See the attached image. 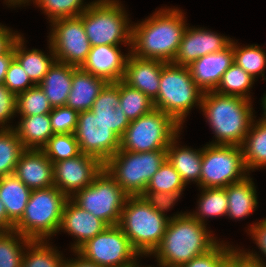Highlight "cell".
<instances>
[{"mask_svg": "<svg viewBox=\"0 0 266 267\" xmlns=\"http://www.w3.org/2000/svg\"><path fill=\"white\" fill-rule=\"evenodd\" d=\"M6 2V4L10 7H15L16 5H18L20 7V5L22 4H28L31 2V0H4Z\"/></svg>", "mask_w": 266, "mask_h": 267, "instance_id": "obj_52", "label": "cell"}, {"mask_svg": "<svg viewBox=\"0 0 266 267\" xmlns=\"http://www.w3.org/2000/svg\"><path fill=\"white\" fill-rule=\"evenodd\" d=\"M248 227V233L255 241L258 249L261 251L264 257H266V218L254 223L253 225L250 224Z\"/></svg>", "mask_w": 266, "mask_h": 267, "instance_id": "obj_47", "label": "cell"}, {"mask_svg": "<svg viewBox=\"0 0 266 267\" xmlns=\"http://www.w3.org/2000/svg\"><path fill=\"white\" fill-rule=\"evenodd\" d=\"M17 96L0 84V129H12L7 123L16 115Z\"/></svg>", "mask_w": 266, "mask_h": 267, "instance_id": "obj_44", "label": "cell"}, {"mask_svg": "<svg viewBox=\"0 0 266 267\" xmlns=\"http://www.w3.org/2000/svg\"><path fill=\"white\" fill-rule=\"evenodd\" d=\"M234 63L239 65L254 79L256 76L265 75L266 68V51L257 44L238 46L234 41Z\"/></svg>", "mask_w": 266, "mask_h": 267, "instance_id": "obj_36", "label": "cell"}, {"mask_svg": "<svg viewBox=\"0 0 266 267\" xmlns=\"http://www.w3.org/2000/svg\"><path fill=\"white\" fill-rule=\"evenodd\" d=\"M250 174L242 181L225 187L229 219H244L256 210L258 200L254 181Z\"/></svg>", "mask_w": 266, "mask_h": 267, "instance_id": "obj_25", "label": "cell"}, {"mask_svg": "<svg viewBox=\"0 0 266 267\" xmlns=\"http://www.w3.org/2000/svg\"><path fill=\"white\" fill-rule=\"evenodd\" d=\"M49 43L56 61L81 67L91 49L82 19L78 17L59 18L50 22Z\"/></svg>", "mask_w": 266, "mask_h": 267, "instance_id": "obj_14", "label": "cell"}, {"mask_svg": "<svg viewBox=\"0 0 266 267\" xmlns=\"http://www.w3.org/2000/svg\"><path fill=\"white\" fill-rule=\"evenodd\" d=\"M107 83L105 79L73 66L72 87L65 106L78 112L91 110L95 99Z\"/></svg>", "mask_w": 266, "mask_h": 267, "instance_id": "obj_22", "label": "cell"}, {"mask_svg": "<svg viewBox=\"0 0 266 267\" xmlns=\"http://www.w3.org/2000/svg\"><path fill=\"white\" fill-rule=\"evenodd\" d=\"M247 172V173H246ZM250 173L241 146L206 144L202 148L199 188H225L242 181Z\"/></svg>", "mask_w": 266, "mask_h": 267, "instance_id": "obj_11", "label": "cell"}, {"mask_svg": "<svg viewBox=\"0 0 266 267\" xmlns=\"http://www.w3.org/2000/svg\"><path fill=\"white\" fill-rule=\"evenodd\" d=\"M119 102V81L108 82L91 110L78 114L74 135L80 151L97 158L102 164L120 149V138L130 124Z\"/></svg>", "mask_w": 266, "mask_h": 267, "instance_id": "obj_1", "label": "cell"}, {"mask_svg": "<svg viewBox=\"0 0 266 267\" xmlns=\"http://www.w3.org/2000/svg\"><path fill=\"white\" fill-rule=\"evenodd\" d=\"M233 248L234 246L220 241L211 250L193 258L181 267H226Z\"/></svg>", "mask_w": 266, "mask_h": 267, "instance_id": "obj_41", "label": "cell"}, {"mask_svg": "<svg viewBox=\"0 0 266 267\" xmlns=\"http://www.w3.org/2000/svg\"><path fill=\"white\" fill-rule=\"evenodd\" d=\"M262 108H263V113H264V115H262L263 117L260 119V120H262V121H264V122H266V94L265 95H263V98H262Z\"/></svg>", "mask_w": 266, "mask_h": 267, "instance_id": "obj_53", "label": "cell"}, {"mask_svg": "<svg viewBox=\"0 0 266 267\" xmlns=\"http://www.w3.org/2000/svg\"><path fill=\"white\" fill-rule=\"evenodd\" d=\"M165 161L166 150H118L103 164V168L129 196H141Z\"/></svg>", "mask_w": 266, "mask_h": 267, "instance_id": "obj_9", "label": "cell"}, {"mask_svg": "<svg viewBox=\"0 0 266 267\" xmlns=\"http://www.w3.org/2000/svg\"><path fill=\"white\" fill-rule=\"evenodd\" d=\"M48 241L49 239L31 240L26 245L22 267H63L65 261L63 254Z\"/></svg>", "mask_w": 266, "mask_h": 267, "instance_id": "obj_31", "label": "cell"}, {"mask_svg": "<svg viewBox=\"0 0 266 267\" xmlns=\"http://www.w3.org/2000/svg\"><path fill=\"white\" fill-rule=\"evenodd\" d=\"M119 106L129 121H133L152 111L153 101L144 93L119 80Z\"/></svg>", "mask_w": 266, "mask_h": 267, "instance_id": "obj_33", "label": "cell"}, {"mask_svg": "<svg viewBox=\"0 0 266 267\" xmlns=\"http://www.w3.org/2000/svg\"><path fill=\"white\" fill-rule=\"evenodd\" d=\"M31 191L14 174L0 178V200L5 205L8 219L14 225L23 216Z\"/></svg>", "mask_w": 266, "mask_h": 267, "instance_id": "obj_28", "label": "cell"}, {"mask_svg": "<svg viewBox=\"0 0 266 267\" xmlns=\"http://www.w3.org/2000/svg\"><path fill=\"white\" fill-rule=\"evenodd\" d=\"M13 59H14V43L6 53L0 55V84L4 83L6 72Z\"/></svg>", "mask_w": 266, "mask_h": 267, "instance_id": "obj_49", "label": "cell"}, {"mask_svg": "<svg viewBox=\"0 0 266 267\" xmlns=\"http://www.w3.org/2000/svg\"><path fill=\"white\" fill-rule=\"evenodd\" d=\"M40 7L48 17L49 22L68 17H78L92 2L88 4L83 0H31ZM86 4V5H85Z\"/></svg>", "mask_w": 266, "mask_h": 267, "instance_id": "obj_39", "label": "cell"}, {"mask_svg": "<svg viewBox=\"0 0 266 267\" xmlns=\"http://www.w3.org/2000/svg\"><path fill=\"white\" fill-rule=\"evenodd\" d=\"M231 42L232 39L227 36H221L204 28L187 26L172 64L189 66L206 54L225 49Z\"/></svg>", "mask_w": 266, "mask_h": 267, "instance_id": "obj_16", "label": "cell"}, {"mask_svg": "<svg viewBox=\"0 0 266 267\" xmlns=\"http://www.w3.org/2000/svg\"><path fill=\"white\" fill-rule=\"evenodd\" d=\"M128 56L129 53L127 55L121 53L119 46H92L80 68L107 82H118L123 78Z\"/></svg>", "mask_w": 266, "mask_h": 267, "instance_id": "obj_20", "label": "cell"}, {"mask_svg": "<svg viewBox=\"0 0 266 267\" xmlns=\"http://www.w3.org/2000/svg\"><path fill=\"white\" fill-rule=\"evenodd\" d=\"M128 197L129 195L103 168L90 185L70 199L81 209L112 226L118 225Z\"/></svg>", "mask_w": 266, "mask_h": 267, "instance_id": "obj_12", "label": "cell"}, {"mask_svg": "<svg viewBox=\"0 0 266 267\" xmlns=\"http://www.w3.org/2000/svg\"><path fill=\"white\" fill-rule=\"evenodd\" d=\"M108 225L92 213L81 209L71 199L64 205L59 231L75 238L72 251L76 252L88 240L101 233Z\"/></svg>", "mask_w": 266, "mask_h": 267, "instance_id": "obj_18", "label": "cell"}, {"mask_svg": "<svg viewBox=\"0 0 266 267\" xmlns=\"http://www.w3.org/2000/svg\"><path fill=\"white\" fill-rule=\"evenodd\" d=\"M181 127L170 115L154 108L130 121L120 138V149L130 152L166 150L181 132Z\"/></svg>", "mask_w": 266, "mask_h": 267, "instance_id": "obj_10", "label": "cell"}, {"mask_svg": "<svg viewBox=\"0 0 266 267\" xmlns=\"http://www.w3.org/2000/svg\"><path fill=\"white\" fill-rule=\"evenodd\" d=\"M51 111L52 106L39 85L17 95L16 114L20 116L49 114Z\"/></svg>", "mask_w": 266, "mask_h": 267, "instance_id": "obj_37", "label": "cell"}, {"mask_svg": "<svg viewBox=\"0 0 266 267\" xmlns=\"http://www.w3.org/2000/svg\"><path fill=\"white\" fill-rule=\"evenodd\" d=\"M206 225L188 212L174 214L168 221L163 239L151 255L166 267H181L220 242Z\"/></svg>", "mask_w": 266, "mask_h": 267, "instance_id": "obj_3", "label": "cell"}, {"mask_svg": "<svg viewBox=\"0 0 266 267\" xmlns=\"http://www.w3.org/2000/svg\"><path fill=\"white\" fill-rule=\"evenodd\" d=\"M103 164L95 157L80 155L53 163L54 186L68 199L90 185L102 171Z\"/></svg>", "mask_w": 266, "mask_h": 267, "instance_id": "obj_15", "label": "cell"}, {"mask_svg": "<svg viewBox=\"0 0 266 267\" xmlns=\"http://www.w3.org/2000/svg\"><path fill=\"white\" fill-rule=\"evenodd\" d=\"M254 81L255 79L251 75L233 63L223 74L215 91L220 94L252 100L250 89L253 87Z\"/></svg>", "mask_w": 266, "mask_h": 267, "instance_id": "obj_32", "label": "cell"}, {"mask_svg": "<svg viewBox=\"0 0 266 267\" xmlns=\"http://www.w3.org/2000/svg\"><path fill=\"white\" fill-rule=\"evenodd\" d=\"M200 108L215 134L212 145L241 146L256 117L251 100L216 91L203 93Z\"/></svg>", "mask_w": 266, "mask_h": 267, "instance_id": "obj_4", "label": "cell"}, {"mask_svg": "<svg viewBox=\"0 0 266 267\" xmlns=\"http://www.w3.org/2000/svg\"><path fill=\"white\" fill-rule=\"evenodd\" d=\"M30 241L15 230L0 231V267H22L24 251Z\"/></svg>", "mask_w": 266, "mask_h": 267, "instance_id": "obj_34", "label": "cell"}, {"mask_svg": "<svg viewBox=\"0 0 266 267\" xmlns=\"http://www.w3.org/2000/svg\"><path fill=\"white\" fill-rule=\"evenodd\" d=\"M241 147L248 173L266 168V122L254 120Z\"/></svg>", "mask_w": 266, "mask_h": 267, "instance_id": "obj_29", "label": "cell"}, {"mask_svg": "<svg viewBox=\"0 0 266 267\" xmlns=\"http://www.w3.org/2000/svg\"><path fill=\"white\" fill-rule=\"evenodd\" d=\"M170 218L160 214L142 196H129L118 226L141 257L151 256L163 239Z\"/></svg>", "mask_w": 266, "mask_h": 267, "instance_id": "obj_5", "label": "cell"}, {"mask_svg": "<svg viewBox=\"0 0 266 267\" xmlns=\"http://www.w3.org/2000/svg\"><path fill=\"white\" fill-rule=\"evenodd\" d=\"M3 84L16 96L25 92L28 88L35 86L26 71L15 58L8 67Z\"/></svg>", "mask_w": 266, "mask_h": 267, "instance_id": "obj_43", "label": "cell"}, {"mask_svg": "<svg viewBox=\"0 0 266 267\" xmlns=\"http://www.w3.org/2000/svg\"><path fill=\"white\" fill-rule=\"evenodd\" d=\"M76 252L100 267H128L140 257L118 225L107 226Z\"/></svg>", "mask_w": 266, "mask_h": 267, "instance_id": "obj_13", "label": "cell"}, {"mask_svg": "<svg viewBox=\"0 0 266 267\" xmlns=\"http://www.w3.org/2000/svg\"><path fill=\"white\" fill-rule=\"evenodd\" d=\"M68 198L55 186L31 191L28 203L14 230L30 240H47L59 233Z\"/></svg>", "mask_w": 266, "mask_h": 267, "instance_id": "obj_6", "label": "cell"}, {"mask_svg": "<svg viewBox=\"0 0 266 267\" xmlns=\"http://www.w3.org/2000/svg\"><path fill=\"white\" fill-rule=\"evenodd\" d=\"M126 62L122 81L141 91L154 101L160 88V75L166 62L157 59L139 58L131 54Z\"/></svg>", "mask_w": 266, "mask_h": 267, "instance_id": "obj_19", "label": "cell"}, {"mask_svg": "<svg viewBox=\"0 0 266 267\" xmlns=\"http://www.w3.org/2000/svg\"><path fill=\"white\" fill-rule=\"evenodd\" d=\"M202 192L199 197L196 212H188L194 219L205 224L206 219L211 217L227 216L228 200L225 188H199Z\"/></svg>", "mask_w": 266, "mask_h": 267, "instance_id": "obj_30", "label": "cell"}, {"mask_svg": "<svg viewBox=\"0 0 266 267\" xmlns=\"http://www.w3.org/2000/svg\"><path fill=\"white\" fill-rule=\"evenodd\" d=\"M203 91L194 83L188 66L167 63L161 71L154 107L170 115L181 127L193 107L201 106Z\"/></svg>", "mask_w": 266, "mask_h": 267, "instance_id": "obj_8", "label": "cell"}, {"mask_svg": "<svg viewBox=\"0 0 266 267\" xmlns=\"http://www.w3.org/2000/svg\"><path fill=\"white\" fill-rule=\"evenodd\" d=\"M77 110L66 106L53 107L49 113L51 128L54 134H74L77 121Z\"/></svg>", "mask_w": 266, "mask_h": 267, "instance_id": "obj_42", "label": "cell"}, {"mask_svg": "<svg viewBox=\"0 0 266 267\" xmlns=\"http://www.w3.org/2000/svg\"><path fill=\"white\" fill-rule=\"evenodd\" d=\"M148 18V19H147ZM140 23L132 24L131 54L139 58L172 63L187 28L178 8H159Z\"/></svg>", "mask_w": 266, "mask_h": 267, "instance_id": "obj_2", "label": "cell"}, {"mask_svg": "<svg viewBox=\"0 0 266 267\" xmlns=\"http://www.w3.org/2000/svg\"><path fill=\"white\" fill-rule=\"evenodd\" d=\"M178 134L166 149V160L179 173L186 185L190 182L198 184L201 177L202 148L194 150L187 146H178Z\"/></svg>", "mask_w": 266, "mask_h": 267, "instance_id": "obj_23", "label": "cell"}, {"mask_svg": "<svg viewBox=\"0 0 266 267\" xmlns=\"http://www.w3.org/2000/svg\"><path fill=\"white\" fill-rule=\"evenodd\" d=\"M253 251L233 248L229 254L228 267H266L261 255Z\"/></svg>", "mask_w": 266, "mask_h": 267, "instance_id": "obj_46", "label": "cell"}, {"mask_svg": "<svg viewBox=\"0 0 266 267\" xmlns=\"http://www.w3.org/2000/svg\"><path fill=\"white\" fill-rule=\"evenodd\" d=\"M79 17L91 46H119L124 43L131 48L132 24L118 0L92 1Z\"/></svg>", "mask_w": 266, "mask_h": 267, "instance_id": "obj_7", "label": "cell"}, {"mask_svg": "<svg viewBox=\"0 0 266 267\" xmlns=\"http://www.w3.org/2000/svg\"><path fill=\"white\" fill-rule=\"evenodd\" d=\"M185 186L179 173L166 160L153 175L145 191L183 192Z\"/></svg>", "mask_w": 266, "mask_h": 267, "instance_id": "obj_40", "label": "cell"}, {"mask_svg": "<svg viewBox=\"0 0 266 267\" xmlns=\"http://www.w3.org/2000/svg\"><path fill=\"white\" fill-rule=\"evenodd\" d=\"M13 174L31 190L54 186L53 163L42 150L25 149Z\"/></svg>", "mask_w": 266, "mask_h": 267, "instance_id": "obj_21", "label": "cell"}, {"mask_svg": "<svg viewBox=\"0 0 266 267\" xmlns=\"http://www.w3.org/2000/svg\"><path fill=\"white\" fill-rule=\"evenodd\" d=\"M52 163L81 154L74 134H54L41 149Z\"/></svg>", "mask_w": 266, "mask_h": 267, "instance_id": "obj_38", "label": "cell"}, {"mask_svg": "<svg viewBox=\"0 0 266 267\" xmlns=\"http://www.w3.org/2000/svg\"><path fill=\"white\" fill-rule=\"evenodd\" d=\"M15 32L0 23V55L6 53L20 35L17 31Z\"/></svg>", "mask_w": 266, "mask_h": 267, "instance_id": "obj_48", "label": "cell"}, {"mask_svg": "<svg viewBox=\"0 0 266 267\" xmlns=\"http://www.w3.org/2000/svg\"><path fill=\"white\" fill-rule=\"evenodd\" d=\"M182 192H157V191H145L141 196L146 202L156 209L160 214L166 215L171 207L178 202Z\"/></svg>", "mask_w": 266, "mask_h": 267, "instance_id": "obj_45", "label": "cell"}, {"mask_svg": "<svg viewBox=\"0 0 266 267\" xmlns=\"http://www.w3.org/2000/svg\"><path fill=\"white\" fill-rule=\"evenodd\" d=\"M14 230V224L8 219L5 205L0 200V231Z\"/></svg>", "mask_w": 266, "mask_h": 267, "instance_id": "obj_51", "label": "cell"}, {"mask_svg": "<svg viewBox=\"0 0 266 267\" xmlns=\"http://www.w3.org/2000/svg\"><path fill=\"white\" fill-rule=\"evenodd\" d=\"M234 63V40L225 49L206 54L189 66L194 83L205 93L215 91L225 71Z\"/></svg>", "mask_w": 266, "mask_h": 267, "instance_id": "obj_17", "label": "cell"}, {"mask_svg": "<svg viewBox=\"0 0 266 267\" xmlns=\"http://www.w3.org/2000/svg\"><path fill=\"white\" fill-rule=\"evenodd\" d=\"M21 34L14 41V58L21 64L23 69L28 74L30 80L38 85L49 68L56 61L54 51L49 43V53L46 55L43 51L38 49L26 50L25 41Z\"/></svg>", "mask_w": 266, "mask_h": 267, "instance_id": "obj_26", "label": "cell"}, {"mask_svg": "<svg viewBox=\"0 0 266 267\" xmlns=\"http://www.w3.org/2000/svg\"><path fill=\"white\" fill-rule=\"evenodd\" d=\"M20 117V122L13 129L24 149L41 150L54 135L49 114Z\"/></svg>", "mask_w": 266, "mask_h": 267, "instance_id": "obj_27", "label": "cell"}, {"mask_svg": "<svg viewBox=\"0 0 266 267\" xmlns=\"http://www.w3.org/2000/svg\"><path fill=\"white\" fill-rule=\"evenodd\" d=\"M73 66L55 61L38 84L50 105L65 106L72 87Z\"/></svg>", "mask_w": 266, "mask_h": 267, "instance_id": "obj_24", "label": "cell"}, {"mask_svg": "<svg viewBox=\"0 0 266 267\" xmlns=\"http://www.w3.org/2000/svg\"><path fill=\"white\" fill-rule=\"evenodd\" d=\"M24 147L14 129H0V178L13 174Z\"/></svg>", "mask_w": 266, "mask_h": 267, "instance_id": "obj_35", "label": "cell"}, {"mask_svg": "<svg viewBox=\"0 0 266 267\" xmlns=\"http://www.w3.org/2000/svg\"><path fill=\"white\" fill-rule=\"evenodd\" d=\"M77 257L73 259H66L64 261L63 267H100L93 262L85 260L81 255H79L77 252H74Z\"/></svg>", "mask_w": 266, "mask_h": 267, "instance_id": "obj_50", "label": "cell"}, {"mask_svg": "<svg viewBox=\"0 0 266 267\" xmlns=\"http://www.w3.org/2000/svg\"><path fill=\"white\" fill-rule=\"evenodd\" d=\"M157 265H158V267H166V266H164V265L161 264V263H158ZM128 267H142V265L140 266V265L138 264V262L134 261V262H133L131 265H129ZM145 267H152V266H145Z\"/></svg>", "mask_w": 266, "mask_h": 267, "instance_id": "obj_54", "label": "cell"}]
</instances>
